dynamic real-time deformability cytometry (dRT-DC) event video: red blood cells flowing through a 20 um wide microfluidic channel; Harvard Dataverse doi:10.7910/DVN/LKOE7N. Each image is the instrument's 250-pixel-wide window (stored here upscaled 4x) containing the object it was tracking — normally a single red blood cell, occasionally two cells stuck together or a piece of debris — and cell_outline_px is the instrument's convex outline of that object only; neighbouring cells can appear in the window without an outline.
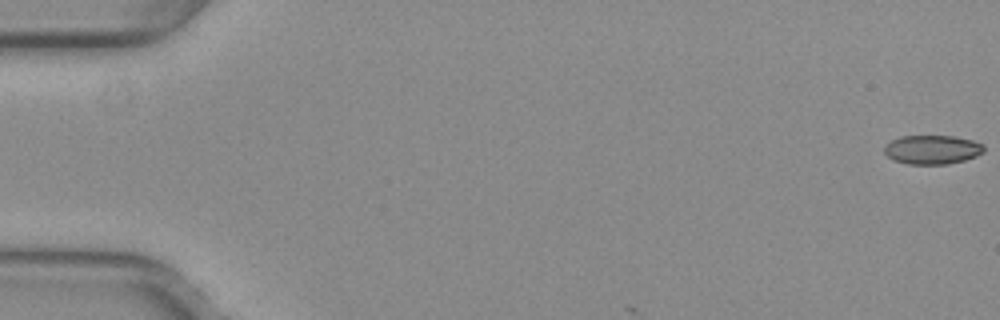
{"species": "common noctule bat (a hibernating species)", "species_latin": "Nyctalus noctula", "temperature_condition": "warm", "stored_images_in_passage": 6, "camera_frame_rate_fps": 3000, "um_per_image_px": 0.085, "animal": {"sex": "female", "body_mass_g": 29.2, "forearm_length_mm": 56.3}, "frame": {"image": 1, "passage_image": 1, "time_ms": 0.0, "image_size_px": [1000, 320], "cell_outline_px": [[984, 152], [976, 156], [964, 160], [948, 164], [908, 164], [896, 160], [888, 156], [884, 152], [884, 148], [892, 140], [900, 136], [956, 136], [972, 140], [984, 144]], "centroid_in_image_um": [79.28, 12.71], "position_along_channel_um": 5.7, "area_um2": 16.76}}